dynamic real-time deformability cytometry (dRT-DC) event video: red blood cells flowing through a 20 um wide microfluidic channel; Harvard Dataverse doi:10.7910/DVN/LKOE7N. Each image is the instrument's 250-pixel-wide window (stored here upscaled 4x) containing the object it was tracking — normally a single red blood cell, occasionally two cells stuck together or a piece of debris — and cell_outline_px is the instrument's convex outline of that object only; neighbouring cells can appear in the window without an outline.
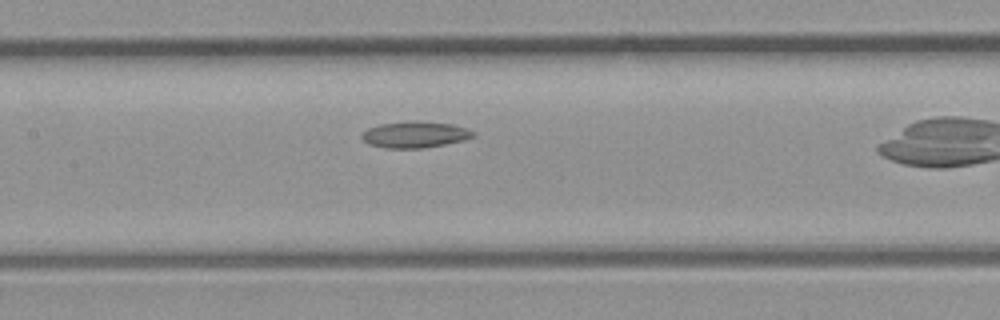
{"species": "common noctule bat (a hibernating species)", "species_latin": "Nyctalus noctula", "temperature_condition": "room temperature", "stored_images_in_passage": 21, "camera_frame_rate_fps": 3000, "um_per_image_px": 0.085, "animal": {"sex": "male", "body_mass_g": 23.1, "forearm_length_mm": 52.7}, "frame": {"image": 1, "passage_image": 15, "time_ms": 4.667, "image_size_px": [1000, 320], "cell_outline_px": [[476, 136], [464, 140], [424, 148], [384, 148], [368, 144], [360, 136], [368, 128], [380, 124], [412, 120], [416, 120], [452, 124], [468, 128], [476, 132]], "centroid_in_image_um": [35.3, 11.43], "position_along_channel_um": 172.1, "area_um2": 17.28}}